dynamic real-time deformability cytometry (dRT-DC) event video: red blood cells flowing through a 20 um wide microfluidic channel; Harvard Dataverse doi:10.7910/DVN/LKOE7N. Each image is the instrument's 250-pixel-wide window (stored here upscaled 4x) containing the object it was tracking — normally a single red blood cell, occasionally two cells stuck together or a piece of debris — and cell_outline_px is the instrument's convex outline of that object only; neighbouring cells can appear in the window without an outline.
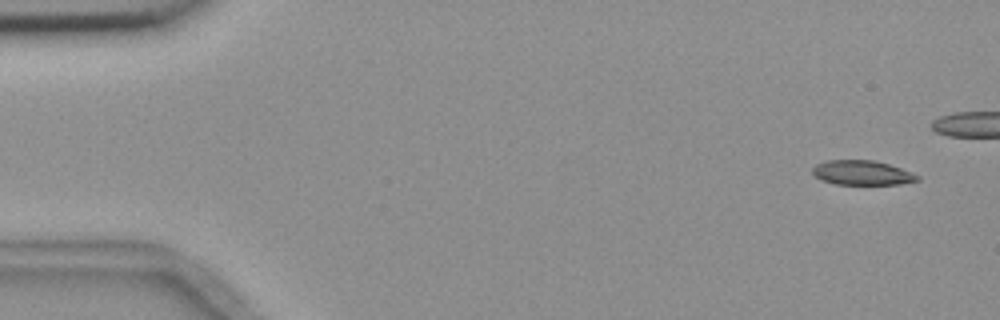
{"species": "common noctule bat (a hibernating species)", "species_latin": "Nyctalus noctula", "temperature_condition": "room temperature", "stored_images_in_passage": 7, "camera_frame_rate_fps": 3000, "um_per_image_px": 0.085, "animal": {"sex": "female", "body_mass_g": 18.4}, "frame": {"image": 1, "passage_image": 1, "time_ms": 0.0, "image_size_px": [1000, 320], "cell_outline_px": [[920, 180], [900, 184], [836, 184], [824, 180], [816, 176], [812, 172], [812, 168], [816, 164], [828, 160], [876, 160], [912, 172], [920, 176]], "centroid_in_image_um": [73.31, 14.68], "position_along_channel_um": 11.7, "area_um2": 14.91}}